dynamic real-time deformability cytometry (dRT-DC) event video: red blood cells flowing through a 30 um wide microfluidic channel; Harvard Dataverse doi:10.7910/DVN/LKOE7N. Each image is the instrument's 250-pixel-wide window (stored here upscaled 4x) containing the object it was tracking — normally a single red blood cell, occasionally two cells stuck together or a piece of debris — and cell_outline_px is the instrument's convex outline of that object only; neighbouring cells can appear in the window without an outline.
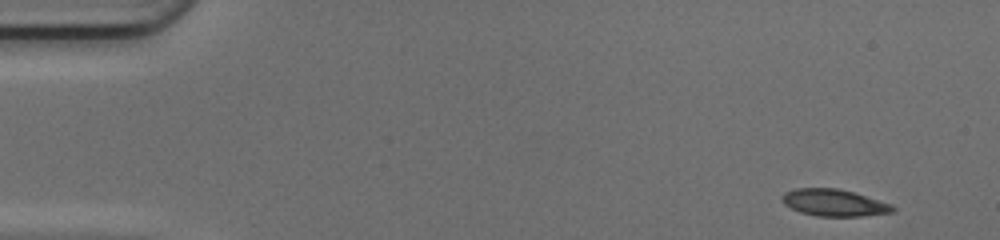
{"species": "common noctule bat (a hibernating species)", "species_latin": "Nyctalus noctula", "temperature_condition": "cold", "stored_images_in_passage": 47, "camera_frame_rate_fps": 3000, "um_per_image_px": 0.085, "animal": {"sex": "female", "body_mass_g": 17.0, "forearm_length_mm": 48.0}, "frame": {"image": 1, "passage_image": 1, "time_ms": 0.0, "image_size_px": [1000, 240], "cell_outline_px": [[896, 212], [860, 216], [816, 216], [800, 212], [784, 204], [780, 200], [780, 196], [784, 192], [796, 188], [836, 188], [852, 192], [892, 204], [896, 208]], "centroid_in_image_um": [70.88, 17.23], "position_along_channel_um": 14.1, "area_um2": 17.4}}
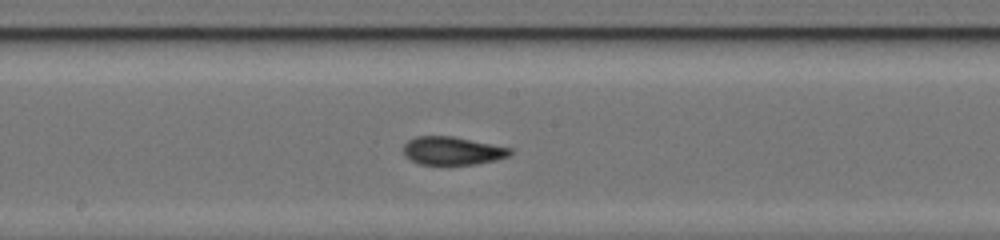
{"frame": {"image": 2, "passage_image": 24, "time_ms": 7.667, "image_size_px": [1000, 240], "cell_outline_px": [[512, 152], [508, 156], [496, 160], [476, 164], [420, 164], [404, 156], [404, 144], [408, 140], [416, 136], [452, 136], [512, 148]], "centroid_in_image_um": [38.45, 12.81], "position_along_channel_um": 209.8, "area_um2": 17.4}}
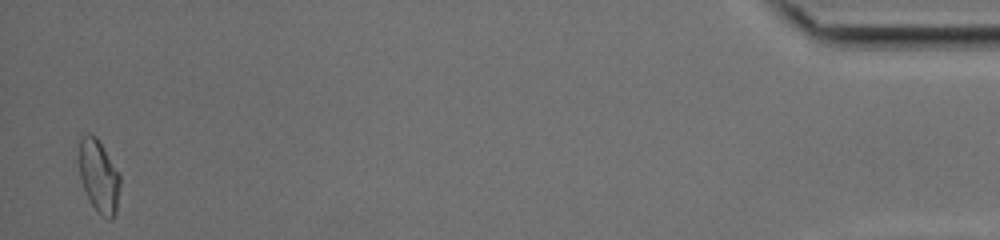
{"frame": {"image": 3, "passage_image": 46, "time_ms": 15.0, "image_size_px": [1000, 240], "cell_outline_px": [[120, 184], [116, 212], [112, 220], [108, 220], [100, 216], [92, 204], [84, 188], [80, 176], [80, 136], [88, 132], [96, 136], [120, 176]], "centroid_in_image_um": [8.41, 15.0], "position_along_channel_um": 426.8, "area_um2": 17.11}, "authors_computed_cell_mechanics": {"area_um2": 17.5712, "velocity_mm_per_s": 4.206, "shape_relaxation_time_tau1_ms": null, "shape_relaxation_time_tau2_ms": 1.6006, "deformation_change_tau1": null, "deformation_change_tau2": 0.0746}}